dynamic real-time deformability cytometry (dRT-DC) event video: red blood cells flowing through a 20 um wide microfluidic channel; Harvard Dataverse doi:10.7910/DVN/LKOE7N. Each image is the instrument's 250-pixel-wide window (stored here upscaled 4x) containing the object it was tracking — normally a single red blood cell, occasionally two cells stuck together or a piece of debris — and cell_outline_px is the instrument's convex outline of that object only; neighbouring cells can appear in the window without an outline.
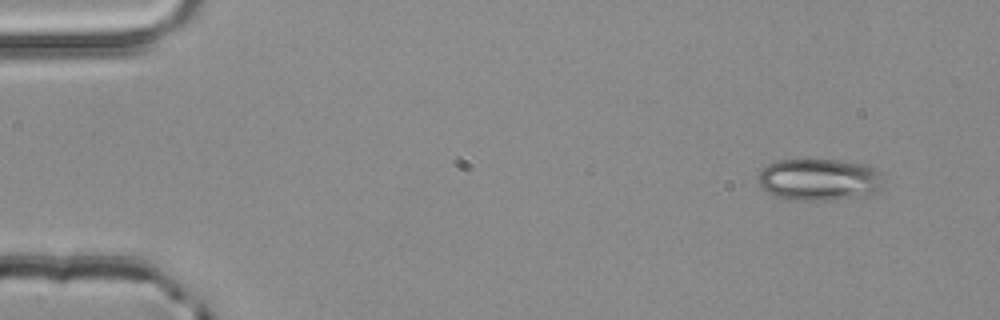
{"species": "common noctule bat (a hibernating species)", "species_latin": "Nyctalus noctula", "temperature_condition": "room temperature", "stored_images_in_passage": 3, "camera_frame_rate_fps": 3000, "um_per_image_px": 0.085, "animal": {"sex": "male", "body_mass_g": 20.4}, "frame": {"image": 1, "passage_image": 1, "time_ms": 0.0, "image_size_px": [1000, 320], "cell_outline_px": [[884, 180], [880, 188], [876, 192], [864, 196], [828, 200], [788, 200], [776, 196], [768, 192], [760, 184], [756, 176], [768, 164], [780, 160], [836, 160], [868, 164], [876, 168]], "centroid_in_image_um": [69.66, 15.27], "position_along_channel_um": 15.3, "area_um2": 30.75}}